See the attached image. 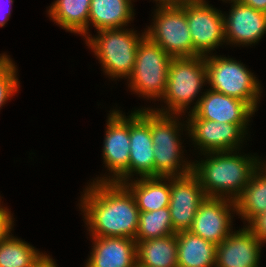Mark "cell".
I'll use <instances>...</instances> for the list:
<instances>
[{
  "label": "cell",
  "mask_w": 266,
  "mask_h": 267,
  "mask_svg": "<svg viewBox=\"0 0 266 267\" xmlns=\"http://www.w3.org/2000/svg\"><path fill=\"white\" fill-rule=\"evenodd\" d=\"M233 214V215H232ZM236 203L228 198L206 197L195 214L189 231L215 245L233 231Z\"/></svg>",
  "instance_id": "4fadbf2b"
},
{
  "label": "cell",
  "mask_w": 266,
  "mask_h": 267,
  "mask_svg": "<svg viewBox=\"0 0 266 267\" xmlns=\"http://www.w3.org/2000/svg\"><path fill=\"white\" fill-rule=\"evenodd\" d=\"M153 1H155L156 5H161V4H170L175 2L176 0H153Z\"/></svg>",
  "instance_id": "d6a6232c"
},
{
  "label": "cell",
  "mask_w": 266,
  "mask_h": 267,
  "mask_svg": "<svg viewBox=\"0 0 266 267\" xmlns=\"http://www.w3.org/2000/svg\"><path fill=\"white\" fill-rule=\"evenodd\" d=\"M92 250L84 267H137L136 241L125 237H89Z\"/></svg>",
  "instance_id": "ac0fdd59"
},
{
  "label": "cell",
  "mask_w": 266,
  "mask_h": 267,
  "mask_svg": "<svg viewBox=\"0 0 266 267\" xmlns=\"http://www.w3.org/2000/svg\"><path fill=\"white\" fill-rule=\"evenodd\" d=\"M173 58L145 36L138 45L136 60L127 84L131 92L147 100L159 101L165 90Z\"/></svg>",
  "instance_id": "ba28073f"
},
{
  "label": "cell",
  "mask_w": 266,
  "mask_h": 267,
  "mask_svg": "<svg viewBox=\"0 0 266 267\" xmlns=\"http://www.w3.org/2000/svg\"><path fill=\"white\" fill-rule=\"evenodd\" d=\"M16 66L7 53L0 59V110L20 90Z\"/></svg>",
  "instance_id": "4316f807"
},
{
  "label": "cell",
  "mask_w": 266,
  "mask_h": 267,
  "mask_svg": "<svg viewBox=\"0 0 266 267\" xmlns=\"http://www.w3.org/2000/svg\"><path fill=\"white\" fill-rule=\"evenodd\" d=\"M14 228V217L8 207H0V243L7 239Z\"/></svg>",
  "instance_id": "83f0119b"
},
{
  "label": "cell",
  "mask_w": 266,
  "mask_h": 267,
  "mask_svg": "<svg viewBox=\"0 0 266 267\" xmlns=\"http://www.w3.org/2000/svg\"><path fill=\"white\" fill-rule=\"evenodd\" d=\"M6 53H2L0 54V59L5 55Z\"/></svg>",
  "instance_id": "836d02e7"
},
{
  "label": "cell",
  "mask_w": 266,
  "mask_h": 267,
  "mask_svg": "<svg viewBox=\"0 0 266 267\" xmlns=\"http://www.w3.org/2000/svg\"><path fill=\"white\" fill-rule=\"evenodd\" d=\"M91 0H54L47 13L62 29L88 38V18Z\"/></svg>",
  "instance_id": "7402d4cb"
},
{
  "label": "cell",
  "mask_w": 266,
  "mask_h": 267,
  "mask_svg": "<svg viewBox=\"0 0 266 267\" xmlns=\"http://www.w3.org/2000/svg\"><path fill=\"white\" fill-rule=\"evenodd\" d=\"M107 117L105 136L103 141L102 158L109 175L91 179L92 182H117L123 184L128 181V166L130 158V115L112 109ZM103 176V177H102Z\"/></svg>",
  "instance_id": "9c48e42d"
},
{
  "label": "cell",
  "mask_w": 266,
  "mask_h": 267,
  "mask_svg": "<svg viewBox=\"0 0 266 267\" xmlns=\"http://www.w3.org/2000/svg\"><path fill=\"white\" fill-rule=\"evenodd\" d=\"M130 114V158L128 181L154 177V154L151 137V107L137 108ZM138 176V177H137Z\"/></svg>",
  "instance_id": "7c38bea8"
},
{
  "label": "cell",
  "mask_w": 266,
  "mask_h": 267,
  "mask_svg": "<svg viewBox=\"0 0 266 267\" xmlns=\"http://www.w3.org/2000/svg\"><path fill=\"white\" fill-rule=\"evenodd\" d=\"M90 183L78 203L89 236L135 239L139 209L131 191L117 182Z\"/></svg>",
  "instance_id": "6da1fadb"
},
{
  "label": "cell",
  "mask_w": 266,
  "mask_h": 267,
  "mask_svg": "<svg viewBox=\"0 0 266 267\" xmlns=\"http://www.w3.org/2000/svg\"><path fill=\"white\" fill-rule=\"evenodd\" d=\"M187 114V119L237 124L248 136V126L255 111L245 101L208 88L195 110Z\"/></svg>",
  "instance_id": "9a60e30c"
},
{
  "label": "cell",
  "mask_w": 266,
  "mask_h": 267,
  "mask_svg": "<svg viewBox=\"0 0 266 267\" xmlns=\"http://www.w3.org/2000/svg\"><path fill=\"white\" fill-rule=\"evenodd\" d=\"M50 255L44 253L40 259L33 265V267H58L57 263L54 261Z\"/></svg>",
  "instance_id": "4dcf8cb0"
},
{
  "label": "cell",
  "mask_w": 266,
  "mask_h": 267,
  "mask_svg": "<svg viewBox=\"0 0 266 267\" xmlns=\"http://www.w3.org/2000/svg\"><path fill=\"white\" fill-rule=\"evenodd\" d=\"M137 33L132 28L102 29L85 40L86 46L94 52L104 75L110 79H128L133 71L139 43L146 36V30Z\"/></svg>",
  "instance_id": "5b68a950"
},
{
  "label": "cell",
  "mask_w": 266,
  "mask_h": 267,
  "mask_svg": "<svg viewBox=\"0 0 266 267\" xmlns=\"http://www.w3.org/2000/svg\"><path fill=\"white\" fill-rule=\"evenodd\" d=\"M184 11L194 47V56H207L223 46L225 28L223 12L206 0H184ZM212 51V52H211Z\"/></svg>",
  "instance_id": "30bf717a"
},
{
  "label": "cell",
  "mask_w": 266,
  "mask_h": 267,
  "mask_svg": "<svg viewBox=\"0 0 266 267\" xmlns=\"http://www.w3.org/2000/svg\"><path fill=\"white\" fill-rule=\"evenodd\" d=\"M261 242L266 244V211L245 225Z\"/></svg>",
  "instance_id": "f1b7e54d"
},
{
  "label": "cell",
  "mask_w": 266,
  "mask_h": 267,
  "mask_svg": "<svg viewBox=\"0 0 266 267\" xmlns=\"http://www.w3.org/2000/svg\"><path fill=\"white\" fill-rule=\"evenodd\" d=\"M206 195L197 177L191 172L170 177V217L175 233L190 230L195 214Z\"/></svg>",
  "instance_id": "2e32d148"
},
{
  "label": "cell",
  "mask_w": 266,
  "mask_h": 267,
  "mask_svg": "<svg viewBox=\"0 0 266 267\" xmlns=\"http://www.w3.org/2000/svg\"><path fill=\"white\" fill-rule=\"evenodd\" d=\"M224 2L231 5L229 14L223 13L226 44L238 47L258 44L266 34V13L247 6L240 0Z\"/></svg>",
  "instance_id": "5bb4252c"
},
{
  "label": "cell",
  "mask_w": 266,
  "mask_h": 267,
  "mask_svg": "<svg viewBox=\"0 0 266 267\" xmlns=\"http://www.w3.org/2000/svg\"><path fill=\"white\" fill-rule=\"evenodd\" d=\"M146 36L172 58L194 57V47L184 11V0L157 5Z\"/></svg>",
  "instance_id": "52a82bcc"
},
{
  "label": "cell",
  "mask_w": 266,
  "mask_h": 267,
  "mask_svg": "<svg viewBox=\"0 0 266 267\" xmlns=\"http://www.w3.org/2000/svg\"><path fill=\"white\" fill-rule=\"evenodd\" d=\"M177 267H215L216 246L191 231L176 233Z\"/></svg>",
  "instance_id": "44dd1931"
},
{
  "label": "cell",
  "mask_w": 266,
  "mask_h": 267,
  "mask_svg": "<svg viewBox=\"0 0 266 267\" xmlns=\"http://www.w3.org/2000/svg\"><path fill=\"white\" fill-rule=\"evenodd\" d=\"M262 242L244 225L216 246L215 267H260Z\"/></svg>",
  "instance_id": "e0dca14e"
},
{
  "label": "cell",
  "mask_w": 266,
  "mask_h": 267,
  "mask_svg": "<svg viewBox=\"0 0 266 267\" xmlns=\"http://www.w3.org/2000/svg\"><path fill=\"white\" fill-rule=\"evenodd\" d=\"M43 254L11 233L0 243V267H33Z\"/></svg>",
  "instance_id": "d4e9b609"
},
{
  "label": "cell",
  "mask_w": 266,
  "mask_h": 267,
  "mask_svg": "<svg viewBox=\"0 0 266 267\" xmlns=\"http://www.w3.org/2000/svg\"><path fill=\"white\" fill-rule=\"evenodd\" d=\"M180 117L183 116L162 114L151 109L154 177L184 176L192 172L193 162L191 159H184L185 146L181 142L183 129L188 131V125L187 121L181 120Z\"/></svg>",
  "instance_id": "277c9868"
},
{
  "label": "cell",
  "mask_w": 266,
  "mask_h": 267,
  "mask_svg": "<svg viewBox=\"0 0 266 267\" xmlns=\"http://www.w3.org/2000/svg\"><path fill=\"white\" fill-rule=\"evenodd\" d=\"M241 153L240 150L202 153L200 155H204L205 160L193 161L192 173L207 197L235 201L242 194L253 173L264 160L257 154Z\"/></svg>",
  "instance_id": "7a4b0ae2"
},
{
  "label": "cell",
  "mask_w": 266,
  "mask_h": 267,
  "mask_svg": "<svg viewBox=\"0 0 266 267\" xmlns=\"http://www.w3.org/2000/svg\"><path fill=\"white\" fill-rule=\"evenodd\" d=\"M243 4L266 13V0H240Z\"/></svg>",
  "instance_id": "1f68e13d"
},
{
  "label": "cell",
  "mask_w": 266,
  "mask_h": 267,
  "mask_svg": "<svg viewBox=\"0 0 266 267\" xmlns=\"http://www.w3.org/2000/svg\"><path fill=\"white\" fill-rule=\"evenodd\" d=\"M176 234L173 229L169 207L155 211L139 212L136 243Z\"/></svg>",
  "instance_id": "484cf974"
},
{
  "label": "cell",
  "mask_w": 266,
  "mask_h": 267,
  "mask_svg": "<svg viewBox=\"0 0 266 267\" xmlns=\"http://www.w3.org/2000/svg\"><path fill=\"white\" fill-rule=\"evenodd\" d=\"M13 2L14 0H0V27L5 26L9 18L11 17V6L13 5Z\"/></svg>",
  "instance_id": "f546056e"
},
{
  "label": "cell",
  "mask_w": 266,
  "mask_h": 267,
  "mask_svg": "<svg viewBox=\"0 0 266 267\" xmlns=\"http://www.w3.org/2000/svg\"><path fill=\"white\" fill-rule=\"evenodd\" d=\"M133 194L139 212L166 208L170 203V177H141L123 183Z\"/></svg>",
  "instance_id": "ffe728a7"
},
{
  "label": "cell",
  "mask_w": 266,
  "mask_h": 267,
  "mask_svg": "<svg viewBox=\"0 0 266 267\" xmlns=\"http://www.w3.org/2000/svg\"><path fill=\"white\" fill-rule=\"evenodd\" d=\"M188 137L199 154L241 150L247 134L237 125L205 119H187Z\"/></svg>",
  "instance_id": "8fae6325"
},
{
  "label": "cell",
  "mask_w": 266,
  "mask_h": 267,
  "mask_svg": "<svg viewBox=\"0 0 266 267\" xmlns=\"http://www.w3.org/2000/svg\"><path fill=\"white\" fill-rule=\"evenodd\" d=\"M236 212L244 224L266 211V161L255 170L242 194L235 200Z\"/></svg>",
  "instance_id": "603a6c76"
},
{
  "label": "cell",
  "mask_w": 266,
  "mask_h": 267,
  "mask_svg": "<svg viewBox=\"0 0 266 267\" xmlns=\"http://www.w3.org/2000/svg\"><path fill=\"white\" fill-rule=\"evenodd\" d=\"M137 267H177V237L171 234L136 243Z\"/></svg>",
  "instance_id": "cb8c5ba5"
},
{
  "label": "cell",
  "mask_w": 266,
  "mask_h": 267,
  "mask_svg": "<svg viewBox=\"0 0 266 267\" xmlns=\"http://www.w3.org/2000/svg\"><path fill=\"white\" fill-rule=\"evenodd\" d=\"M134 0H91L88 18L89 26L97 31L102 29L126 28L134 20Z\"/></svg>",
  "instance_id": "d6986e66"
},
{
  "label": "cell",
  "mask_w": 266,
  "mask_h": 267,
  "mask_svg": "<svg viewBox=\"0 0 266 267\" xmlns=\"http://www.w3.org/2000/svg\"><path fill=\"white\" fill-rule=\"evenodd\" d=\"M205 63L210 89L245 101L255 112L258 111L262 85L245 64L215 52L205 56Z\"/></svg>",
  "instance_id": "8992f818"
},
{
  "label": "cell",
  "mask_w": 266,
  "mask_h": 267,
  "mask_svg": "<svg viewBox=\"0 0 266 267\" xmlns=\"http://www.w3.org/2000/svg\"><path fill=\"white\" fill-rule=\"evenodd\" d=\"M205 85L207 86L205 56L173 58L168 69L166 90L160 99L165 105L151 109L162 114L184 116L187 110H190L187 113H192L201 95L205 93L202 89Z\"/></svg>",
  "instance_id": "3957f363"
}]
</instances>
